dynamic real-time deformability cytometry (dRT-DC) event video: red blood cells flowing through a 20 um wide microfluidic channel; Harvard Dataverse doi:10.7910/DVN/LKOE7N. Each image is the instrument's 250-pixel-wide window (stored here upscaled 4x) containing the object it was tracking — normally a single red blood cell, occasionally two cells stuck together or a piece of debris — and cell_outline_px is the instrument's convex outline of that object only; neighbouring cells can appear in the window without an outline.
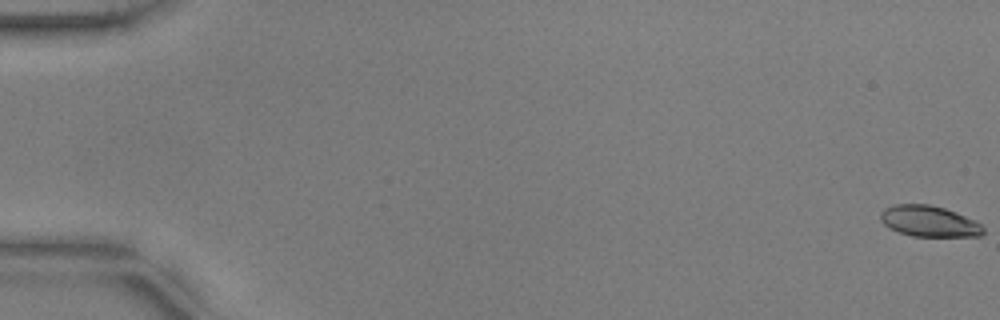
{"species": "common noctule bat (a hibernating species)", "species_latin": "Nyctalus noctula", "temperature_condition": "warm", "stored_images_in_passage": 19, "camera_frame_rate_fps": 3000, "um_per_image_px": 0.085, "animal": {"sex": "male", "body_mass_g": 17.9, "forearm_length_mm": 54.2}, "frame": {"image": 1, "passage_image": 1, "time_ms": 0.0, "image_size_px": [1000, 320], "cell_outline_px": [[984, 232], [980, 236], [912, 236], [896, 232], [888, 228], [880, 220], [880, 212], [884, 208], [892, 204], [928, 204], [944, 208], [956, 212], [976, 220], [984, 228]], "centroid_in_image_um": [78.94, 18.8], "position_along_channel_um": 6.1, "area_um2": 18.79}}